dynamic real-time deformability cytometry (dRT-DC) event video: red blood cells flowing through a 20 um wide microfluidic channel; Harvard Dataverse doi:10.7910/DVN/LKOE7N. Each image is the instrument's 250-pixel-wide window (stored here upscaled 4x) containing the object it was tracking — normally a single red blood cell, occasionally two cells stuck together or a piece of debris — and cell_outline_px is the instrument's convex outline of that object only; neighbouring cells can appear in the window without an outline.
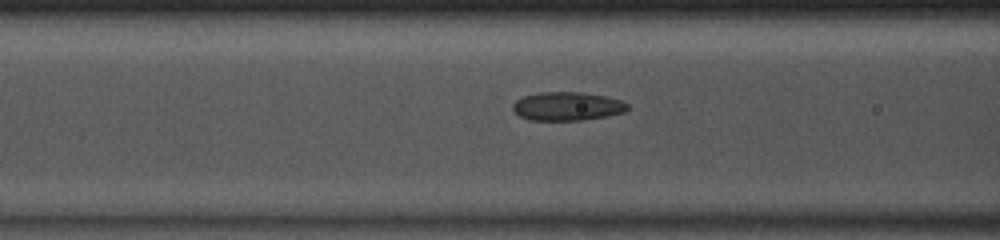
{"species": "common noctule bat (a hibernating species)", "species_latin": "Nyctalus noctula", "temperature_condition": "room temperature", "stored_images_in_passage": 34, "camera_frame_rate_fps": 3000, "um_per_image_px": 0.085, "animal": {"sex": "male", "body_mass_g": 13.0, "forearm_length_mm": 53.1}, "frame": {"image": 1, "passage_image": 4, "time_ms": 1.0, "image_size_px": [1000, 240], "cell_outline_px": [[628, 108], [624, 112], [608, 116], [584, 120], [528, 120], [520, 116], [512, 108], [512, 104], [516, 100], [524, 96], [540, 92], [580, 92], [604, 96], [620, 100], [628, 104]], "centroid_in_image_um": [48.2, 9.04], "position_along_channel_um": 118.4, "area_um2": 19.07}}
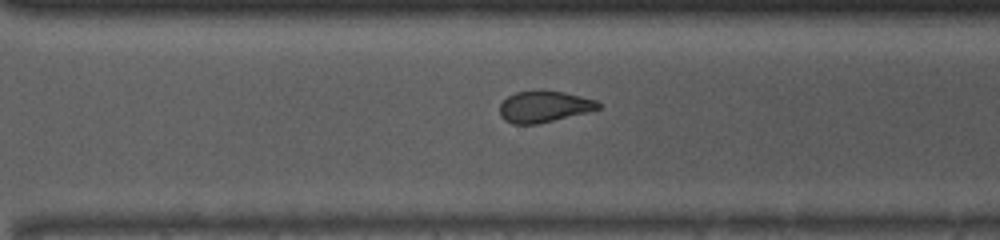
{"frame": {"image": 2, "passage_image": 19, "time_ms": 6.0, "image_size_px": [1000, 240], "cell_outline_px": [[600, 108], [536, 124], [512, 124], [504, 120], [500, 116], [500, 104], [508, 96], [516, 92], [540, 88], [544, 88], [564, 92], [596, 100], [600, 104]], "centroid_in_image_um": [46.19, 9.02], "position_along_channel_um": 324.4, "area_um2": 18.09}}
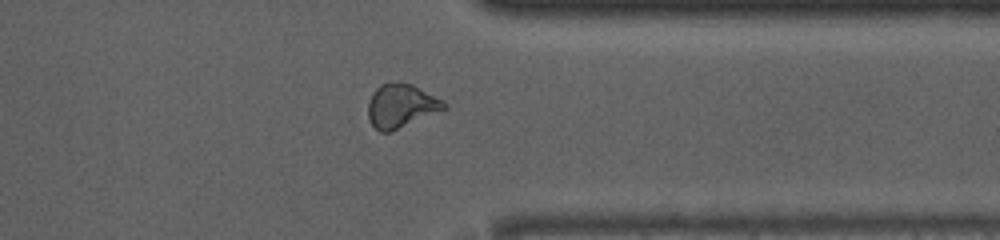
{"frame": {"image": 3, "passage_image": 23, "time_ms": 7.333, "image_size_px": [1000, 240], "cell_outline_px": [[448, 108], [392, 132], [380, 132], [372, 124], [368, 116], [368, 100], [372, 92], [380, 84], [412, 84], [444, 100], [448, 104]], "centroid_in_image_um": [34.12, 9.02], "position_along_channel_um": 377.3, "area_um2": 19.36}}